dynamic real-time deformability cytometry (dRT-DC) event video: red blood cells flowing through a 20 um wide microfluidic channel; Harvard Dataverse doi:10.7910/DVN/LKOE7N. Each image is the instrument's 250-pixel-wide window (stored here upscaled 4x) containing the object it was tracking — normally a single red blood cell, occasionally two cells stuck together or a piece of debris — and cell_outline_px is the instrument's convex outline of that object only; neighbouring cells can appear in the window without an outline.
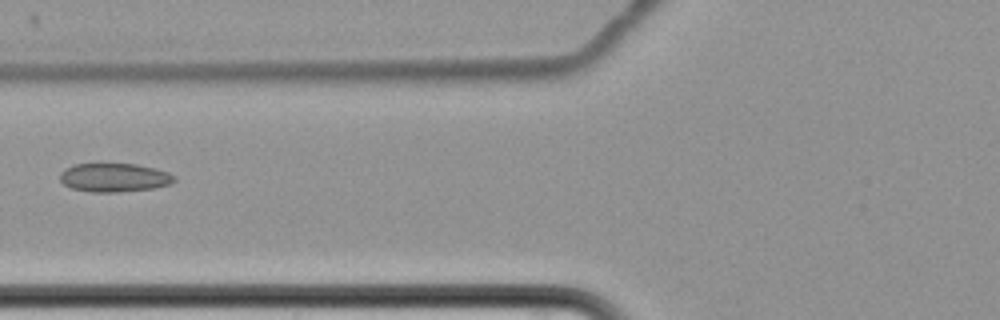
{"species": "common noctule bat (a hibernating species)", "species_latin": "Nyctalus noctula", "temperature_condition": "cold", "stored_images_in_passage": 9, "camera_frame_rate_fps": 3000, "um_per_image_px": 0.085, "animal": {"sex": "female", "body_mass_g": 22.7, "forearm_length_mm": 54.2}, "frame": {"image": 1, "passage_image": 7, "time_ms": 8.0, "image_size_px": [1000, 320], "cell_outline_px": [[176, 180], [172, 184], [156, 188], [116, 192], [92, 192], [72, 188], [64, 184], [60, 180], [60, 172], [64, 168], [76, 164], [100, 160], [136, 164], [156, 168], [168, 172], [176, 176]], "centroid_in_image_um": [9.71, 15.04], "position_along_channel_um": 116.1, "area_um2": 20.11}}
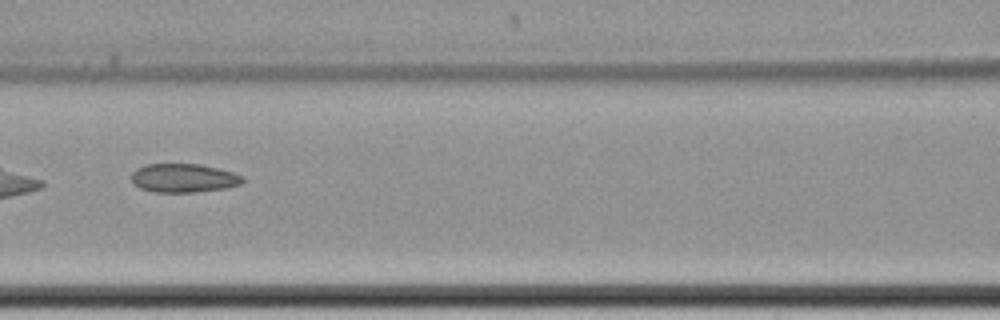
{"frame": {"image": 2, "passage_image": 8, "time_ms": 9.0, "image_size_px": [1000, 320], "cell_outline_px": [[244, 180], [240, 184], [224, 188], [196, 192], [156, 192], [140, 188], [132, 180], [132, 172], [136, 168], [148, 164], [200, 164], [232, 172], [244, 176]], "centroid_in_image_um": [15.61, 15.13], "position_along_channel_um": 151.0, "area_um2": 18.44}}
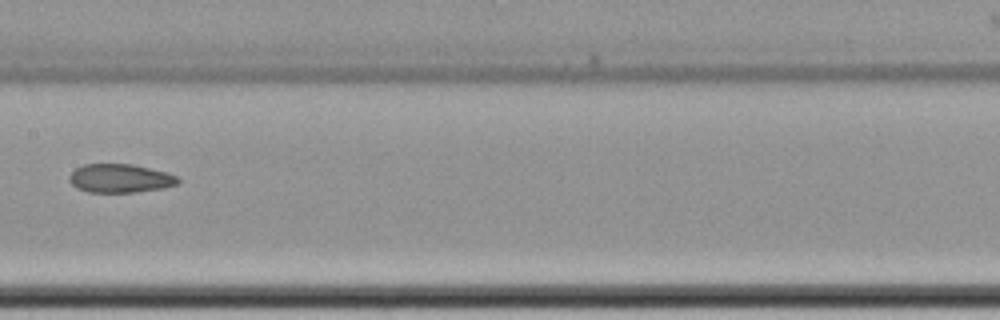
{"frame": {"image": 3, "passage_image": 9, "time_ms": 10.333, "image_size_px": [1000, 320], "cell_outline_px": [[180, 184], [164, 188], [136, 192], [88, 192], [76, 188], [68, 180], [68, 176], [76, 168], [84, 164], [132, 164], [168, 172], [176, 176], [180, 180]], "centroid_in_image_um": [10.23, 15.16], "position_along_channel_um": 197.2, "area_um2": 18.32}}